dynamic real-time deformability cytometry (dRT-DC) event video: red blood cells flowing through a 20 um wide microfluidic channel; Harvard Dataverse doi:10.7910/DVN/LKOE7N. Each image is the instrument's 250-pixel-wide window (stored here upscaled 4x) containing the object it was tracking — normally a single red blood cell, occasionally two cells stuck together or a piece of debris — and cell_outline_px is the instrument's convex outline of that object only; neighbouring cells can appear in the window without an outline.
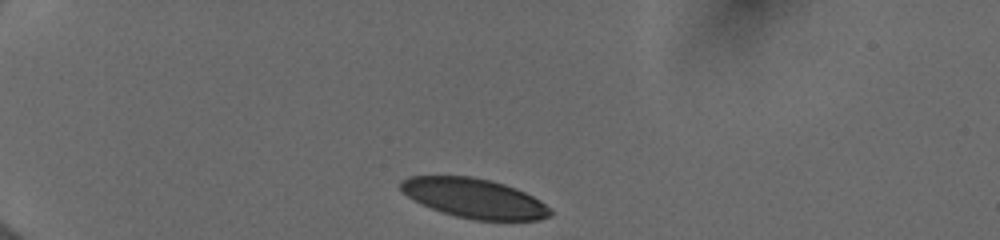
{"species": "human", "species_latin": "Homo sapiens", "temperature_condition": "cold", "stored_images_in_passage": 35, "camera_frame_rate_fps": 3000, "um_per_image_px": 0.085, "donor": {"sex": "female"}, "frame": {"image": 1, "passage_image": 1, "time_ms": 0.0, "image_size_px": [1000, 240], "cell_outline_px": [[552, 216], [540, 220], [472, 220], [456, 216], [432, 208], [408, 196], [400, 188], [400, 180], [408, 176], [472, 176], [504, 184], [516, 188], [540, 200], [552, 212]], "centroid_in_image_um": [40.33, 16.85], "position_along_channel_um": 44.7, "area_um2": 34.16}}
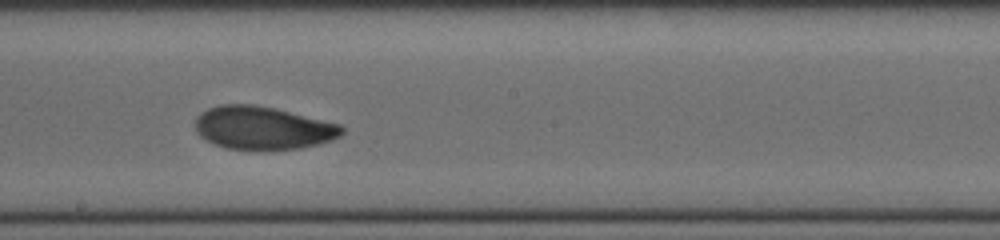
{"frame": {"image": 2, "passage_image": 19, "time_ms": 6.0, "image_size_px": [1000, 240], "cell_outline_px": [[344, 132], [340, 136], [332, 140], [300, 148], [224, 148], [204, 140], [196, 132], [196, 116], [200, 112], [208, 108], [220, 104], [252, 104], [272, 108], [340, 124], [344, 128]], "centroid_in_image_um": [22.3, 10.85], "position_along_channel_um": 225.9, "area_um2": 36.24}}
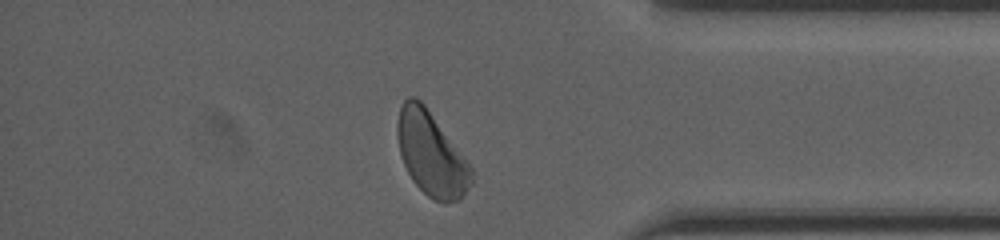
{"frame": {"image": 3, "passage_image": 33, "time_ms": 10.667, "image_size_px": [1000, 240], "cell_outline_px": [[472, 184], [460, 200], [444, 204], [432, 200], [412, 180], [404, 164], [400, 152], [396, 132], [396, 124], [400, 108], [404, 100], [408, 96], [416, 96], [424, 104], [472, 168]], "centroid_in_image_um": [36.64, 13.1], "position_along_channel_um": 398.6, "area_um2": 35.89}, "authors_computed_cell_mechanics": {"area_um2": 36.8186, "velocity_mm_per_s": 3.9678, "shape_relaxation_time_tau1_ms": 2.8291, "shape_relaxation_time_tau2_ms": 2.8692, "deformation_change_tau1": 0.1085, "deformation_change_tau2": 0.0874}}